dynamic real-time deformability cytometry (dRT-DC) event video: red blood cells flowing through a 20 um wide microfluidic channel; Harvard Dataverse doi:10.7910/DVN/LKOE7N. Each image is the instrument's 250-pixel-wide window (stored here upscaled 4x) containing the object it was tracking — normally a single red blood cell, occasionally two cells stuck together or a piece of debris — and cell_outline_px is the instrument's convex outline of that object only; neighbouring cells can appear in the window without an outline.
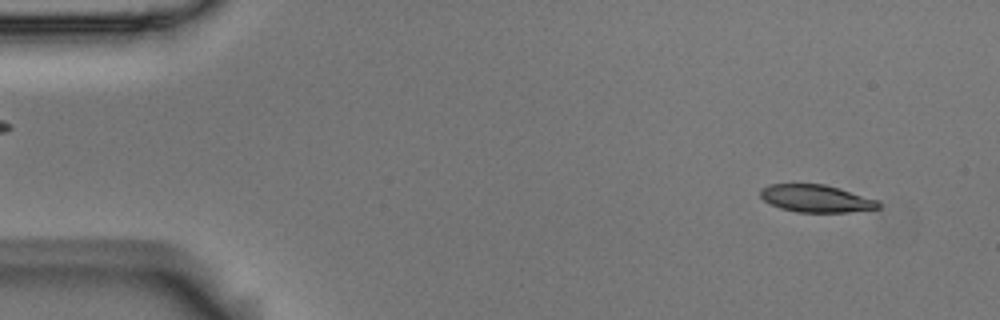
{"species": "Egyptian fruit bat (a non-hibernating species)", "species_latin": "Rousettus aegyptiacus", "temperature_condition": "room temperature", "stored_images_in_passage": 54, "camera_frame_rate_fps": 3000, "um_per_image_px": 0.085, "animal": {"sex": "male"}, "frame": {"image": 1, "passage_image": 4, "time_ms": 1.0, "image_size_px": [1000, 320], "cell_outline_px": [[880, 208], [848, 212], [796, 212], [780, 208], [764, 200], [760, 196], [760, 188], [768, 184], [824, 184], [840, 188], [876, 200], [880, 204]], "centroid_in_image_um": [69.33, 16.87], "position_along_channel_um": 15.7, "area_um2": 18.79}}
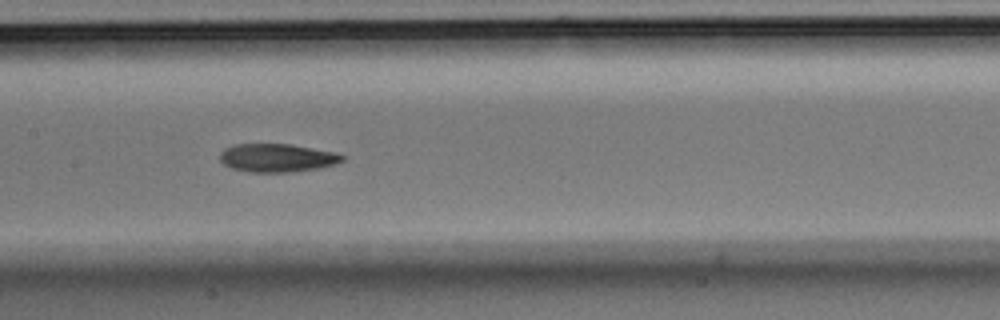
{"frame": {"image": 2, "passage_image": 26, "time_ms": 8.333, "image_size_px": [1000, 320], "cell_outline_px": [[344, 160], [336, 164], [320, 168], [292, 172], [248, 172], [232, 168], [224, 164], [220, 160], [220, 152], [224, 148], [236, 144], [288, 144], [336, 152], [344, 156]], "centroid_in_image_um": [23.56, 13.42], "position_along_channel_um": 183.8, "area_um2": 20.23}}
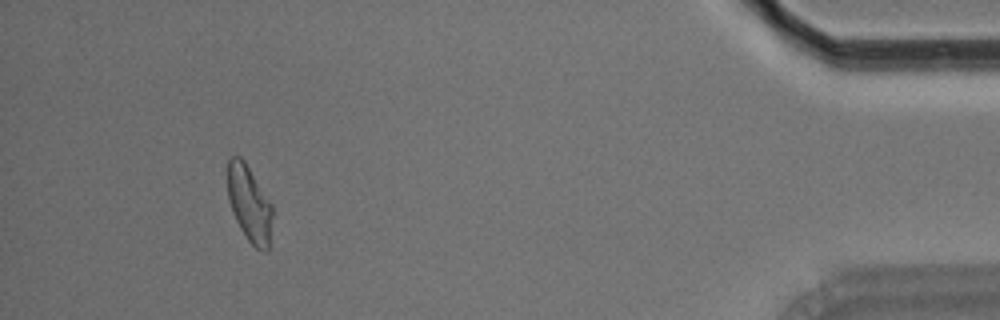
{"frame": {"image": 3, "passage_image": 50, "time_ms": 16.333, "image_size_px": [1000, 320], "cell_outline_px": [[272, 216], [268, 252], [264, 252], [256, 248], [248, 240], [240, 228], [232, 212], [228, 200], [228, 160], [232, 156], [240, 156], [244, 160], [272, 204]], "centroid_in_image_um": [21.19, 17.33], "position_along_channel_um": 414.0, "area_um2": 19.83}, "authors_computed_cell_mechanics": {"area_um2": 20.2011, "velocity_mm_per_s": 3.6796, "shape_relaxation_time_tau1_ms": 3.5238, "shape_relaxation_time_tau2_ms": 4.1151, "deformation_change_tau1": 0.1498, "deformation_change_tau2": 0.1102}}